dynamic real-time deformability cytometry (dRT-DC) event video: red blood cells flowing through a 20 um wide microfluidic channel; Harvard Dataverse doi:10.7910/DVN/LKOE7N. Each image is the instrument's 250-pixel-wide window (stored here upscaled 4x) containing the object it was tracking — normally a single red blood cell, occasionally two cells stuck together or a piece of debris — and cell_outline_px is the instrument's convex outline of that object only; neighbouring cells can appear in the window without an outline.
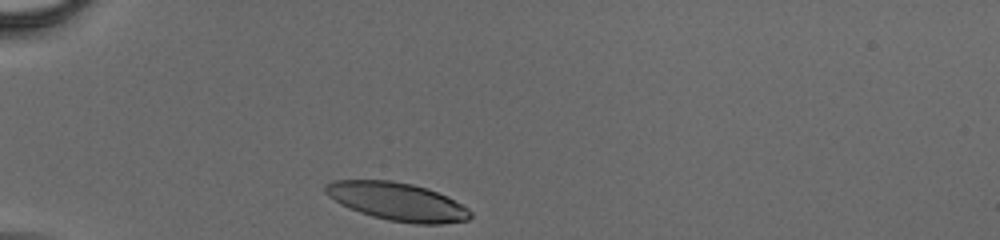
{"species": "human", "species_latin": "Homo sapiens", "temperature_condition": "cold", "stored_images_in_passage": 31, "camera_frame_rate_fps": 3000, "um_per_image_px": 0.085, "donor": {"sex": "male"}, "frame": {"image": 1, "passage_image": 1, "time_ms": 0.0, "image_size_px": [1000, 240], "cell_outline_px": [[472, 216], [468, 220], [440, 224], [416, 224], [388, 220], [372, 216], [360, 212], [340, 204], [328, 196], [324, 192], [324, 184], [332, 180], [392, 180], [412, 184], [428, 188], [468, 208], [472, 212]], "centroid_in_image_um": [33.73, 17.13], "position_along_channel_um": 51.3, "area_um2": 32.08}}
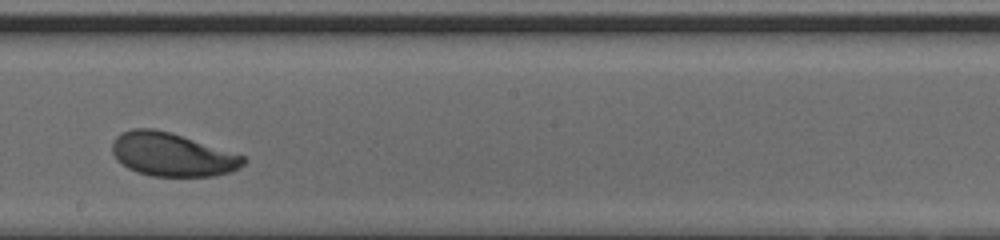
{"frame": {"image": 2, "passage_image": 18, "time_ms": 5.667, "image_size_px": [1000, 240], "cell_outline_px": [[248, 160], [244, 164], [232, 172], [216, 176], [152, 176], [136, 172], [128, 168], [116, 160], [112, 152], [112, 140], [120, 132], [132, 128], [156, 128], [244, 156]], "centroid_in_image_um": [14.58, 13.14], "position_along_channel_um": 233.6, "area_um2": 33.23}}
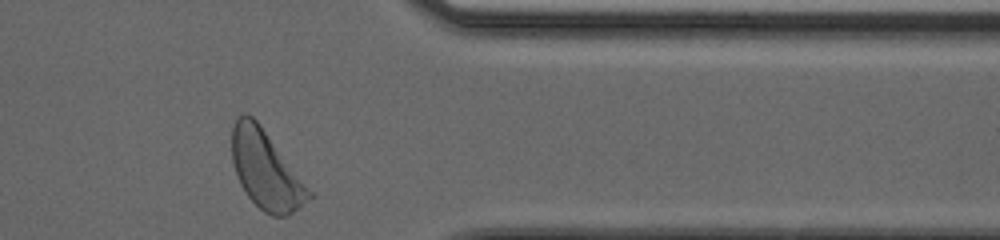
{"frame": {"image": 3, "passage_image": 31, "time_ms": 10.0, "image_size_px": [1000, 240], "cell_outline_px": [[316, 196], [288, 216], [272, 216], [264, 212], [248, 196], [240, 184], [232, 160], [232, 124], [236, 116], [244, 112], [252, 116], [260, 124], [316, 192]], "centroid_in_image_um": [22.68, 14.44], "position_along_channel_um": 388.7, "area_um2": 36.01}}